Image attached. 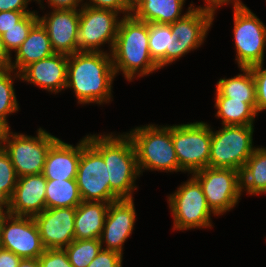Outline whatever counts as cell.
I'll use <instances>...</instances> for the list:
<instances>
[{
  "label": "cell",
  "mask_w": 266,
  "mask_h": 267,
  "mask_svg": "<svg viewBox=\"0 0 266 267\" xmlns=\"http://www.w3.org/2000/svg\"><path fill=\"white\" fill-rule=\"evenodd\" d=\"M115 76L112 57L107 52L68 55L66 88L74 90L79 104L109 103Z\"/></svg>",
  "instance_id": "obj_1"
},
{
  "label": "cell",
  "mask_w": 266,
  "mask_h": 267,
  "mask_svg": "<svg viewBox=\"0 0 266 267\" xmlns=\"http://www.w3.org/2000/svg\"><path fill=\"white\" fill-rule=\"evenodd\" d=\"M149 23L132 14L121 17L117 37L111 51L115 74L119 71L131 82L159 70L149 52Z\"/></svg>",
  "instance_id": "obj_2"
},
{
  "label": "cell",
  "mask_w": 266,
  "mask_h": 267,
  "mask_svg": "<svg viewBox=\"0 0 266 267\" xmlns=\"http://www.w3.org/2000/svg\"><path fill=\"white\" fill-rule=\"evenodd\" d=\"M112 134L86 136L108 166L110 189L120 199H134L132 192L137 190L135 181L140 173L133 141L127 133Z\"/></svg>",
  "instance_id": "obj_3"
},
{
  "label": "cell",
  "mask_w": 266,
  "mask_h": 267,
  "mask_svg": "<svg viewBox=\"0 0 266 267\" xmlns=\"http://www.w3.org/2000/svg\"><path fill=\"white\" fill-rule=\"evenodd\" d=\"M147 124L127 133L132 139L139 173L143 170L179 172V163L171 136V126Z\"/></svg>",
  "instance_id": "obj_4"
},
{
  "label": "cell",
  "mask_w": 266,
  "mask_h": 267,
  "mask_svg": "<svg viewBox=\"0 0 266 267\" xmlns=\"http://www.w3.org/2000/svg\"><path fill=\"white\" fill-rule=\"evenodd\" d=\"M213 132L209 157L210 168L242 171L256 147H253L254 125H223Z\"/></svg>",
  "instance_id": "obj_5"
},
{
  "label": "cell",
  "mask_w": 266,
  "mask_h": 267,
  "mask_svg": "<svg viewBox=\"0 0 266 267\" xmlns=\"http://www.w3.org/2000/svg\"><path fill=\"white\" fill-rule=\"evenodd\" d=\"M57 139L42 128L33 137L8 128L1 146L9 154L17 176L22 177L43 173L48 151Z\"/></svg>",
  "instance_id": "obj_6"
},
{
  "label": "cell",
  "mask_w": 266,
  "mask_h": 267,
  "mask_svg": "<svg viewBox=\"0 0 266 267\" xmlns=\"http://www.w3.org/2000/svg\"><path fill=\"white\" fill-rule=\"evenodd\" d=\"M206 122L171 126V136L179 172L193 174L209 167L212 128Z\"/></svg>",
  "instance_id": "obj_7"
},
{
  "label": "cell",
  "mask_w": 266,
  "mask_h": 267,
  "mask_svg": "<svg viewBox=\"0 0 266 267\" xmlns=\"http://www.w3.org/2000/svg\"><path fill=\"white\" fill-rule=\"evenodd\" d=\"M168 203L174 230L212 227L211 214H216L208 206L201 185L193 176L168 196Z\"/></svg>",
  "instance_id": "obj_8"
},
{
  "label": "cell",
  "mask_w": 266,
  "mask_h": 267,
  "mask_svg": "<svg viewBox=\"0 0 266 267\" xmlns=\"http://www.w3.org/2000/svg\"><path fill=\"white\" fill-rule=\"evenodd\" d=\"M233 35L238 68L264 63L266 27L245 5L233 6Z\"/></svg>",
  "instance_id": "obj_9"
},
{
  "label": "cell",
  "mask_w": 266,
  "mask_h": 267,
  "mask_svg": "<svg viewBox=\"0 0 266 267\" xmlns=\"http://www.w3.org/2000/svg\"><path fill=\"white\" fill-rule=\"evenodd\" d=\"M76 183L83 201L111 203L120 198L110 189L108 166L102 155L88 142L81 140V156Z\"/></svg>",
  "instance_id": "obj_10"
},
{
  "label": "cell",
  "mask_w": 266,
  "mask_h": 267,
  "mask_svg": "<svg viewBox=\"0 0 266 267\" xmlns=\"http://www.w3.org/2000/svg\"><path fill=\"white\" fill-rule=\"evenodd\" d=\"M192 176L200 183L208 206L216 216L223 215L238 204L242 195L240 171L206 167Z\"/></svg>",
  "instance_id": "obj_11"
},
{
  "label": "cell",
  "mask_w": 266,
  "mask_h": 267,
  "mask_svg": "<svg viewBox=\"0 0 266 267\" xmlns=\"http://www.w3.org/2000/svg\"><path fill=\"white\" fill-rule=\"evenodd\" d=\"M118 14L111 9L82 6L78 29V52H103L101 46L108 43L111 53L121 21Z\"/></svg>",
  "instance_id": "obj_12"
},
{
  "label": "cell",
  "mask_w": 266,
  "mask_h": 267,
  "mask_svg": "<svg viewBox=\"0 0 266 267\" xmlns=\"http://www.w3.org/2000/svg\"><path fill=\"white\" fill-rule=\"evenodd\" d=\"M0 247L22 259L39 258L45 251L34 218L13 216L8 213L1 218Z\"/></svg>",
  "instance_id": "obj_13"
},
{
  "label": "cell",
  "mask_w": 266,
  "mask_h": 267,
  "mask_svg": "<svg viewBox=\"0 0 266 267\" xmlns=\"http://www.w3.org/2000/svg\"><path fill=\"white\" fill-rule=\"evenodd\" d=\"M76 207L45 209L33 218L45 249H64L74 238Z\"/></svg>",
  "instance_id": "obj_14"
},
{
  "label": "cell",
  "mask_w": 266,
  "mask_h": 267,
  "mask_svg": "<svg viewBox=\"0 0 266 267\" xmlns=\"http://www.w3.org/2000/svg\"><path fill=\"white\" fill-rule=\"evenodd\" d=\"M133 199H119L109 204L104 227L99 238L102 249L123 255L124 242L134 230L136 212Z\"/></svg>",
  "instance_id": "obj_15"
},
{
  "label": "cell",
  "mask_w": 266,
  "mask_h": 267,
  "mask_svg": "<svg viewBox=\"0 0 266 267\" xmlns=\"http://www.w3.org/2000/svg\"><path fill=\"white\" fill-rule=\"evenodd\" d=\"M52 10L45 16H38V21L46 29L53 51L65 55L78 52L80 9Z\"/></svg>",
  "instance_id": "obj_16"
},
{
  "label": "cell",
  "mask_w": 266,
  "mask_h": 267,
  "mask_svg": "<svg viewBox=\"0 0 266 267\" xmlns=\"http://www.w3.org/2000/svg\"><path fill=\"white\" fill-rule=\"evenodd\" d=\"M215 13L203 7L192 8L184 17L169 24L172 36L176 38L178 53L181 57L199 48L213 24Z\"/></svg>",
  "instance_id": "obj_17"
},
{
  "label": "cell",
  "mask_w": 266,
  "mask_h": 267,
  "mask_svg": "<svg viewBox=\"0 0 266 267\" xmlns=\"http://www.w3.org/2000/svg\"><path fill=\"white\" fill-rule=\"evenodd\" d=\"M47 179L43 174L18 177L14 194L8 202L7 213L13 216L34 217L46 209Z\"/></svg>",
  "instance_id": "obj_18"
},
{
  "label": "cell",
  "mask_w": 266,
  "mask_h": 267,
  "mask_svg": "<svg viewBox=\"0 0 266 267\" xmlns=\"http://www.w3.org/2000/svg\"><path fill=\"white\" fill-rule=\"evenodd\" d=\"M68 55L54 53L53 55L33 62L21 72L22 81L32 83L48 92L58 93L66 89Z\"/></svg>",
  "instance_id": "obj_19"
},
{
  "label": "cell",
  "mask_w": 266,
  "mask_h": 267,
  "mask_svg": "<svg viewBox=\"0 0 266 267\" xmlns=\"http://www.w3.org/2000/svg\"><path fill=\"white\" fill-rule=\"evenodd\" d=\"M81 156V141L74 147L57 139L50 147L43 175L47 180L76 179Z\"/></svg>",
  "instance_id": "obj_20"
},
{
  "label": "cell",
  "mask_w": 266,
  "mask_h": 267,
  "mask_svg": "<svg viewBox=\"0 0 266 267\" xmlns=\"http://www.w3.org/2000/svg\"><path fill=\"white\" fill-rule=\"evenodd\" d=\"M186 0H139L132 6V15L141 21L156 24H172L184 17L194 5L191 3L188 11L182 15Z\"/></svg>",
  "instance_id": "obj_21"
},
{
  "label": "cell",
  "mask_w": 266,
  "mask_h": 267,
  "mask_svg": "<svg viewBox=\"0 0 266 267\" xmlns=\"http://www.w3.org/2000/svg\"><path fill=\"white\" fill-rule=\"evenodd\" d=\"M54 53L48 33L38 21L16 51L15 61L11 62L10 68L20 73L29 64L47 58Z\"/></svg>",
  "instance_id": "obj_22"
},
{
  "label": "cell",
  "mask_w": 266,
  "mask_h": 267,
  "mask_svg": "<svg viewBox=\"0 0 266 267\" xmlns=\"http://www.w3.org/2000/svg\"><path fill=\"white\" fill-rule=\"evenodd\" d=\"M110 203L82 201L76 207L74 238L99 239Z\"/></svg>",
  "instance_id": "obj_23"
},
{
  "label": "cell",
  "mask_w": 266,
  "mask_h": 267,
  "mask_svg": "<svg viewBox=\"0 0 266 267\" xmlns=\"http://www.w3.org/2000/svg\"><path fill=\"white\" fill-rule=\"evenodd\" d=\"M176 40L170 25L149 23V52L159 68L180 59Z\"/></svg>",
  "instance_id": "obj_24"
},
{
  "label": "cell",
  "mask_w": 266,
  "mask_h": 267,
  "mask_svg": "<svg viewBox=\"0 0 266 267\" xmlns=\"http://www.w3.org/2000/svg\"><path fill=\"white\" fill-rule=\"evenodd\" d=\"M243 74L221 78L216 85V97H227L245 103H256L255 82L250 67H240Z\"/></svg>",
  "instance_id": "obj_25"
},
{
  "label": "cell",
  "mask_w": 266,
  "mask_h": 267,
  "mask_svg": "<svg viewBox=\"0 0 266 267\" xmlns=\"http://www.w3.org/2000/svg\"><path fill=\"white\" fill-rule=\"evenodd\" d=\"M249 195L266 194V147H257L241 171V190Z\"/></svg>",
  "instance_id": "obj_26"
},
{
  "label": "cell",
  "mask_w": 266,
  "mask_h": 267,
  "mask_svg": "<svg viewBox=\"0 0 266 267\" xmlns=\"http://www.w3.org/2000/svg\"><path fill=\"white\" fill-rule=\"evenodd\" d=\"M216 117L222 125H253L256 117V103H245L227 97H215Z\"/></svg>",
  "instance_id": "obj_27"
},
{
  "label": "cell",
  "mask_w": 266,
  "mask_h": 267,
  "mask_svg": "<svg viewBox=\"0 0 266 267\" xmlns=\"http://www.w3.org/2000/svg\"><path fill=\"white\" fill-rule=\"evenodd\" d=\"M82 201L75 179L47 180L45 195L46 209L77 207Z\"/></svg>",
  "instance_id": "obj_28"
},
{
  "label": "cell",
  "mask_w": 266,
  "mask_h": 267,
  "mask_svg": "<svg viewBox=\"0 0 266 267\" xmlns=\"http://www.w3.org/2000/svg\"><path fill=\"white\" fill-rule=\"evenodd\" d=\"M13 77L21 79L20 73L15 72L12 68L0 69V120L8 128H10L7 120L8 115L19 110V103L13 88V80H15Z\"/></svg>",
  "instance_id": "obj_29"
},
{
  "label": "cell",
  "mask_w": 266,
  "mask_h": 267,
  "mask_svg": "<svg viewBox=\"0 0 266 267\" xmlns=\"http://www.w3.org/2000/svg\"><path fill=\"white\" fill-rule=\"evenodd\" d=\"M73 267H87L101 251L99 239L73 240L64 248Z\"/></svg>",
  "instance_id": "obj_30"
},
{
  "label": "cell",
  "mask_w": 266,
  "mask_h": 267,
  "mask_svg": "<svg viewBox=\"0 0 266 267\" xmlns=\"http://www.w3.org/2000/svg\"><path fill=\"white\" fill-rule=\"evenodd\" d=\"M38 22V14H27L20 22L11 29L4 32L2 36L3 44L7 52L11 55L13 50L15 53L20 48L23 41L28 37L31 28Z\"/></svg>",
  "instance_id": "obj_31"
},
{
  "label": "cell",
  "mask_w": 266,
  "mask_h": 267,
  "mask_svg": "<svg viewBox=\"0 0 266 267\" xmlns=\"http://www.w3.org/2000/svg\"><path fill=\"white\" fill-rule=\"evenodd\" d=\"M18 176L9 154L0 146V195L9 202L14 194Z\"/></svg>",
  "instance_id": "obj_32"
},
{
  "label": "cell",
  "mask_w": 266,
  "mask_h": 267,
  "mask_svg": "<svg viewBox=\"0 0 266 267\" xmlns=\"http://www.w3.org/2000/svg\"><path fill=\"white\" fill-rule=\"evenodd\" d=\"M264 63L251 66L256 90L257 113L266 110V68Z\"/></svg>",
  "instance_id": "obj_33"
},
{
  "label": "cell",
  "mask_w": 266,
  "mask_h": 267,
  "mask_svg": "<svg viewBox=\"0 0 266 267\" xmlns=\"http://www.w3.org/2000/svg\"><path fill=\"white\" fill-rule=\"evenodd\" d=\"M38 260L40 267H73L65 249H45Z\"/></svg>",
  "instance_id": "obj_34"
},
{
  "label": "cell",
  "mask_w": 266,
  "mask_h": 267,
  "mask_svg": "<svg viewBox=\"0 0 266 267\" xmlns=\"http://www.w3.org/2000/svg\"><path fill=\"white\" fill-rule=\"evenodd\" d=\"M89 2L83 3V6L91 8L111 9L119 14H124V16L132 14V6L127 0H89Z\"/></svg>",
  "instance_id": "obj_35"
},
{
  "label": "cell",
  "mask_w": 266,
  "mask_h": 267,
  "mask_svg": "<svg viewBox=\"0 0 266 267\" xmlns=\"http://www.w3.org/2000/svg\"><path fill=\"white\" fill-rule=\"evenodd\" d=\"M122 257L118 252L101 249L87 267H122Z\"/></svg>",
  "instance_id": "obj_36"
},
{
  "label": "cell",
  "mask_w": 266,
  "mask_h": 267,
  "mask_svg": "<svg viewBox=\"0 0 266 267\" xmlns=\"http://www.w3.org/2000/svg\"><path fill=\"white\" fill-rule=\"evenodd\" d=\"M34 11H1L0 12V35L14 27L27 14Z\"/></svg>",
  "instance_id": "obj_37"
},
{
  "label": "cell",
  "mask_w": 266,
  "mask_h": 267,
  "mask_svg": "<svg viewBox=\"0 0 266 267\" xmlns=\"http://www.w3.org/2000/svg\"><path fill=\"white\" fill-rule=\"evenodd\" d=\"M38 2V4L41 5L40 8H44L41 4L42 0H35ZM48 5L51 7V9H65V10H77L78 7L80 9V6L82 7L83 0H47ZM81 5L79 6V4Z\"/></svg>",
  "instance_id": "obj_38"
},
{
  "label": "cell",
  "mask_w": 266,
  "mask_h": 267,
  "mask_svg": "<svg viewBox=\"0 0 266 267\" xmlns=\"http://www.w3.org/2000/svg\"><path fill=\"white\" fill-rule=\"evenodd\" d=\"M30 1L32 0H0V12L1 11H30L26 9Z\"/></svg>",
  "instance_id": "obj_39"
},
{
  "label": "cell",
  "mask_w": 266,
  "mask_h": 267,
  "mask_svg": "<svg viewBox=\"0 0 266 267\" xmlns=\"http://www.w3.org/2000/svg\"><path fill=\"white\" fill-rule=\"evenodd\" d=\"M22 258L0 247V267H18Z\"/></svg>",
  "instance_id": "obj_40"
},
{
  "label": "cell",
  "mask_w": 266,
  "mask_h": 267,
  "mask_svg": "<svg viewBox=\"0 0 266 267\" xmlns=\"http://www.w3.org/2000/svg\"><path fill=\"white\" fill-rule=\"evenodd\" d=\"M206 5L203 7L204 9L213 11L214 13H216L215 11L217 10V8L223 6V4H229L232 3L233 6L242 4V1L240 0H204Z\"/></svg>",
  "instance_id": "obj_41"
},
{
  "label": "cell",
  "mask_w": 266,
  "mask_h": 267,
  "mask_svg": "<svg viewBox=\"0 0 266 267\" xmlns=\"http://www.w3.org/2000/svg\"><path fill=\"white\" fill-rule=\"evenodd\" d=\"M12 57L4 47L2 36L0 35V69H9L11 67Z\"/></svg>",
  "instance_id": "obj_42"
},
{
  "label": "cell",
  "mask_w": 266,
  "mask_h": 267,
  "mask_svg": "<svg viewBox=\"0 0 266 267\" xmlns=\"http://www.w3.org/2000/svg\"><path fill=\"white\" fill-rule=\"evenodd\" d=\"M18 267H40L38 258L21 259Z\"/></svg>",
  "instance_id": "obj_43"
},
{
  "label": "cell",
  "mask_w": 266,
  "mask_h": 267,
  "mask_svg": "<svg viewBox=\"0 0 266 267\" xmlns=\"http://www.w3.org/2000/svg\"><path fill=\"white\" fill-rule=\"evenodd\" d=\"M5 210H4V208ZM8 208V202L0 195V214H6Z\"/></svg>",
  "instance_id": "obj_44"
},
{
  "label": "cell",
  "mask_w": 266,
  "mask_h": 267,
  "mask_svg": "<svg viewBox=\"0 0 266 267\" xmlns=\"http://www.w3.org/2000/svg\"><path fill=\"white\" fill-rule=\"evenodd\" d=\"M8 127L0 120V146L2 145Z\"/></svg>",
  "instance_id": "obj_45"
},
{
  "label": "cell",
  "mask_w": 266,
  "mask_h": 267,
  "mask_svg": "<svg viewBox=\"0 0 266 267\" xmlns=\"http://www.w3.org/2000/svg\"><path fill=\"white\" fill-rule=\"evenodd\" d=\"M131 6L136 4L139 0H127Z\"/></svg>",
  "instance_id": "obj_46"
},
{
  "label": "cell",
  "mask_w": 266,
  "mask_h": 267,
  "mask_svg": "<svg viewBox=\"0 0 266 267\" xmlns=\"http://www.w3.org/2000/svg\"><path fill=\"white\" fill-rule=\"evenodd\" d=\"M3 215H4V214H0V223H1V218H2Z\"/></svg>",
  "instance_id": "obj_47"
}]
</instances>
